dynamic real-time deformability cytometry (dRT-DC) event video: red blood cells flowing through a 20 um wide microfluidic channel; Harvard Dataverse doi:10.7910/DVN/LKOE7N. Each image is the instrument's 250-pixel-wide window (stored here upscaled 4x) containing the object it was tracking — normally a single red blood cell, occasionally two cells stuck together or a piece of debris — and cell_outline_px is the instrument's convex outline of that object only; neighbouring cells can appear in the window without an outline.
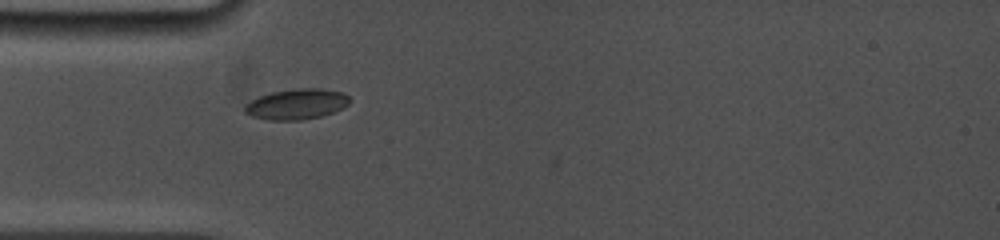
{"species": "common noctule bat (a hibernating species)", "species_latin": "Nyctalus noctula", "temperature_condition": "cold", "stored_images_in_passage": 6, "camera_frame_rate_fps": 5000, "um_per_image_px": 0.085, "animal": {"sex": "female", "body_mass_g": 19.0, "forearm_length_mm": 53.3}, "frame": {"image": 1, "passage_image": 2, "time_ms": 0.8, "image_size_px": [1000, 240], "cell_outline_px": [[352, 100], [344, 108], [320, 116], [300, 120], [268, 120], [252, 116], [244, 112], [244, 104], [260, 96], [272, 92], [300, 88], [320, 88], [344, 92]], "centroid_in_image_um": [25.23, 8.85], "position_along_channel_um": 59.8, "area_um2": 18.67}}
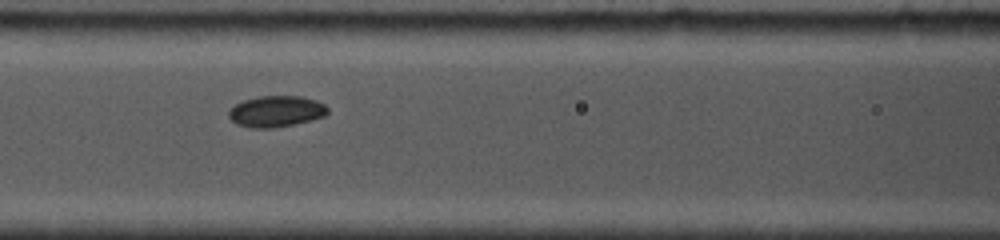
{"frame": {"image": 2, "passage_image": 5, "time_ms": 3.0, "image_size_px": [1000, 240], "cell_outline_px": [[328, 112], [324, 116], [296, 124], [276, 128], [248, 128], [236, 124], [228, 116], [228, 112], [236, 104], [244, 100], [260, 96], [300, 96], [316, 100], [324, 104], [328, 108]], "centroid_in_image_um": [23.47, 9.48], "position_along_channel_um": 143.1, "area_um2": 18.03}}
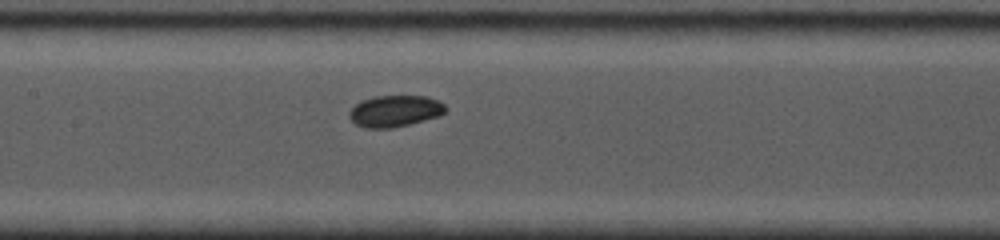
{"frame": {"image": 3, "passage_image": 6, "time_ms": 3.8, "image_size_px": [1000, 240], "cell_outline_px": [[448, 108], [440, 116], [392, 128], [364, 128], [356, 124], [348, 116], [348, 112], [360, 100], [372, 96], [428, 96], [444, 104]], "centroid_in_image_um": [33.55, 9.43], "position_along_channel_um": 173.9, "area_um2": 17.74}}